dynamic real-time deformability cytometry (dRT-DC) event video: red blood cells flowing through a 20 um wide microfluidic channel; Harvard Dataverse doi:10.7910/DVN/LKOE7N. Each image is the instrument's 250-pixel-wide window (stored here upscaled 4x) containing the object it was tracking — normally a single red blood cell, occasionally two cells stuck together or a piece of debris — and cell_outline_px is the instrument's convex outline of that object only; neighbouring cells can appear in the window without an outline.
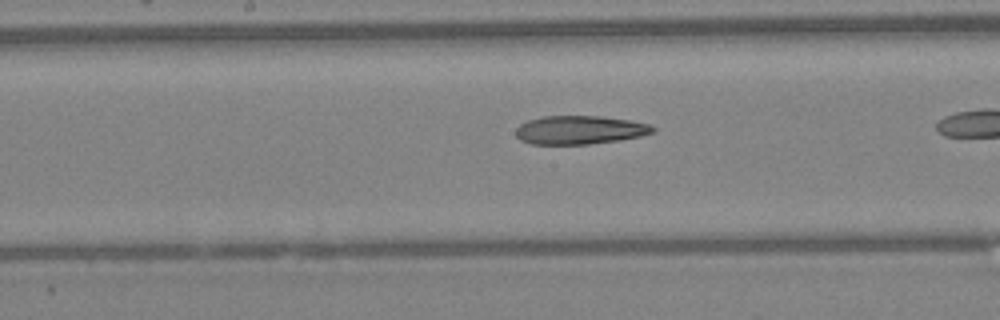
{"species": "Egyptian fruit bat (a non-hibernating species)", "species_latin": "Rousettus aegyptiacus", "temperature_condition": "warm", "stored_images_in_passage": 30, "camera_frame_rate_fps": 3000, "um_per_image_px": 0.085, "animal": {"sex": "female"}, "frame": {"image": 1, "passage_image": 18, "time_ms": 5.667, "image_size_px": [1000, 320], "cell_outline_px": [[656, 132], [640, 136], [616, 140], [588, 144], [532, 144], [520, 140], [516, 136], [516, 128], [520, 124], [528, 120], [544, 116], [604, 116], [628, 120], [648, 124], [656, 128]], "centroid_in_image_um": [49.26, 11.04], "position_along_channel_um": 198.9, "area_um2": 22.72}}